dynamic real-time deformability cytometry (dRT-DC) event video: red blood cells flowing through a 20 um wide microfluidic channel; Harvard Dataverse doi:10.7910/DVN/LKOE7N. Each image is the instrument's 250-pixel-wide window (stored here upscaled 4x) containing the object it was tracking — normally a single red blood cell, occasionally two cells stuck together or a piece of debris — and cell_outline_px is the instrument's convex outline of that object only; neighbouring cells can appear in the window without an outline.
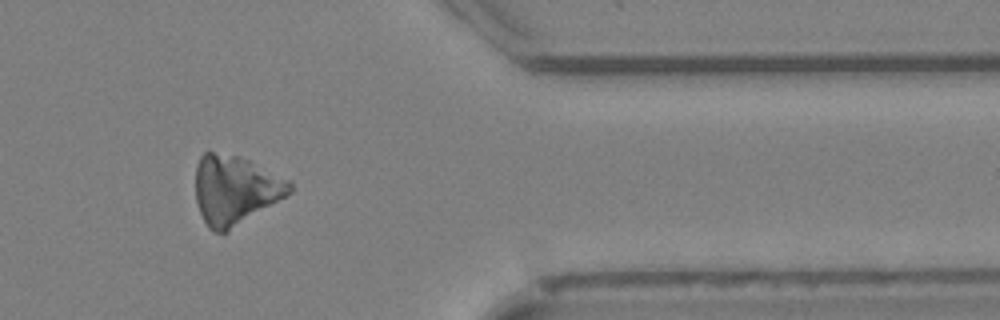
{"species": "Egyptian fruit bat (a non-hibernating species)", "species_latin": "Rousettus aegyptiacus", "temperature_condition": "cold", "stored_images_in_passage": 38, "camera_frame_rate_fps": 3000, "um_per_image_px": 0.085, "animal": {"sex": "female"}, "frame": {"image": 1, "passage_image": 30, "time_ms": 9.667, "image_size_px": [1000, 320], "cell_outline_px": [[292, 192], [228, 232], [212, 232], [208, 228], [200, 212], [196, 200], [196, 164], [200, 156], [204, 152], [212, 152], [236, 156], [248, 160], [292, 180]], "centroid_in_image_um": [19.99, 16.15], "position_along_channel_um": 391.4, "area_um2": 37.86}}